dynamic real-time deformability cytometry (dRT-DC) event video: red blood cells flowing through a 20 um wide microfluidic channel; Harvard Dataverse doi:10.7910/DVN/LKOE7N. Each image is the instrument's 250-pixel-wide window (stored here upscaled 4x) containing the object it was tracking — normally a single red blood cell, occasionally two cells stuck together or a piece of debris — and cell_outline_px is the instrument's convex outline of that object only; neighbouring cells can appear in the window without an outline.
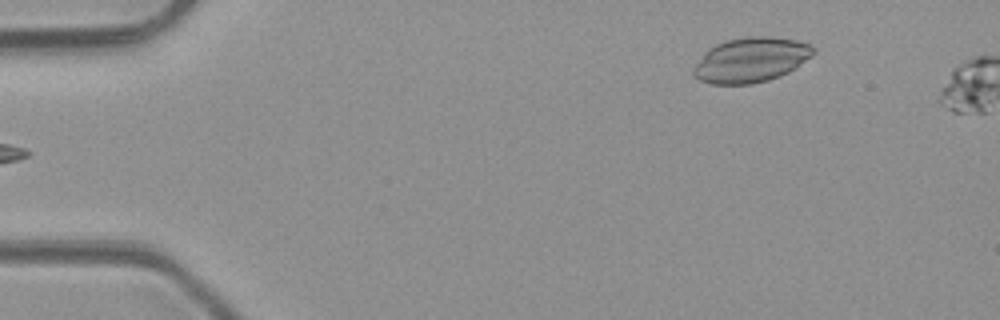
{"species": "common noctule bat (a hibernating species)", "species_latin": "Nyctalus noctula", "temperature_condition": "room temperature", "stored_images_in_passage": 6, "camera_frame_rate_fps": 3000, "um_per_image_px": 0.085, "animal": {"sex": "male", "body_mass_g": 23.1, "forearm_length_mm": 52.7}, "frame": {"image": 1, "passage_image": 6, "time_ms": 5.667, "image_size_px": [1000, 320], "cell_outline_px": [[816, 52], [812, 56], [788, 72], [780, 76], [768, 80], [752, 84], [712, 84], [700, 80], [692, 76], [692, 68], [704, 52], [708, 48], [724, 40], [748, 36], [768, 36], [796, 40], [812, 44], [816, 48]], "centroid_in_image_um": [63.81, 5.08], "position_along_channel_um": 21.2, "area_um2": 31.67}}